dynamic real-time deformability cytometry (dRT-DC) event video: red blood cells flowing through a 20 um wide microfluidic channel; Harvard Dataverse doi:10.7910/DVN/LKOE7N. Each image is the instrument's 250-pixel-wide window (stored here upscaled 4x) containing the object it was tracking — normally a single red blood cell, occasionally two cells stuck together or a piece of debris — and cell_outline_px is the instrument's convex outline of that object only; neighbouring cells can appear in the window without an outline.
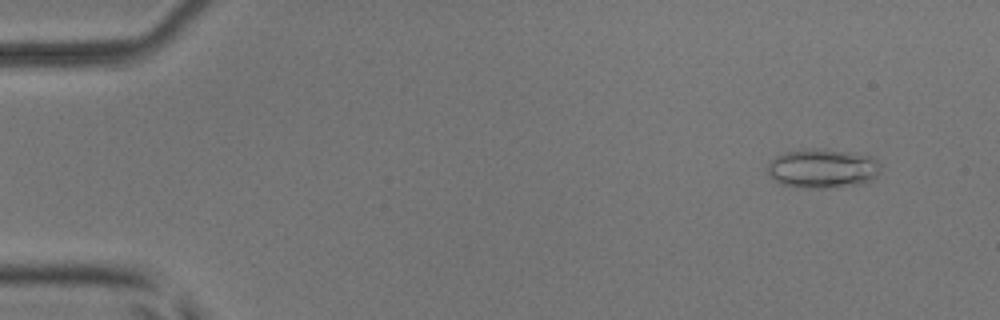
{"species": "common noctule bat (a hibernating species)", "species_latin": "Nyctalus noctula", "temperature_condition": "room temperature", "stored_images_in_passage": 53, "camera_frame_rate_fps": 3000, "um_per_image_px": 0.085, "animal": {"sex": "male", "body_mass_g": 17.9, "forearm_length_mm": 54.2}, "frame": {"image": 1, "passage_image": 5, "time_ms": 1.333, "image_size_px": [1000, 320], "cell_outline_px": [[880, 172], [872, 180], [864, 184], [824, 188], [800, 188], [780, 184], [768, 172], [768, 164], [776, 156], [784, 152], [816, 148], [824, 148], [872, 156], [880, 164]], "centroid_in_image_um": [69.95, 14.32], "position_along_channel_um": 15.0, "area_um2": 26.01}}
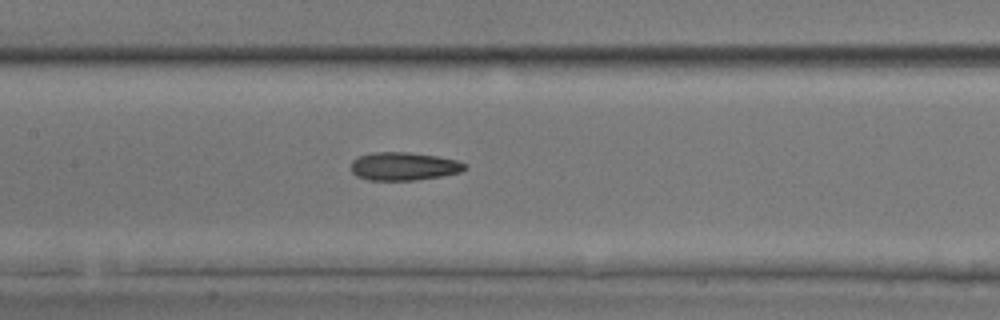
{"frame": {"image": 2, "passage_image": 26, "time_ms": 8.333, "image_size_px": [1000, 320], "cell_outline_px": [[468, 168], [460, 172], [440, 176], [416, 180], [368, 180], [356, 176], [352, 172], [352, 160], [356, 156], [372, 152], [408, 152], [436, 156], [456, 160], [468, 164]], "centroid_in_image_um": [34.31, 14.13], "position_along_channel_um": 173.1, "area_um2": 18.79}}
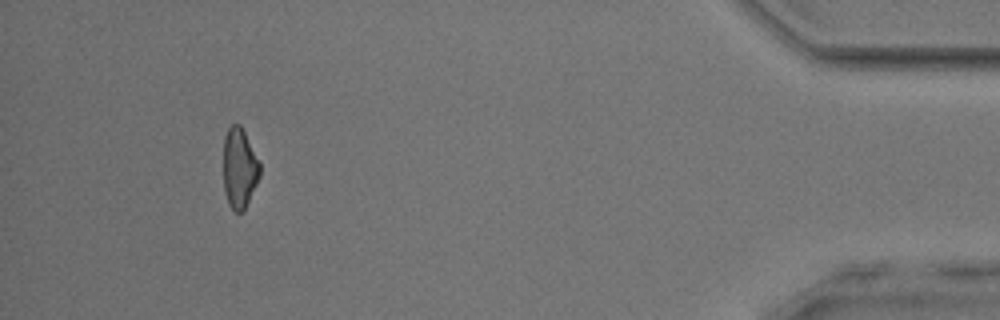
{"frame": {"image": 3, "passage_image": 49, "time_ms": 16.0, "image_size_px": [1000, 320], "cell_outline_px": [[260, 176], [244, 212], [236, 212], [228, 204], [224, 192], [224, 136], [228, 128], [232, 124], [240, 124], [260, 164]], "centroid_in_image_um": [20.34, 14.33], "position_along_channel_um": 414.9, "area_um2": 16.99}, "authors_computed_cell_mechanics": {"area_um2": 19.074, "velocity_mm_per_s": 3.9845, "shape_relaxation_time_tau1_ms": 10.3614, "shape_relaxation_time_tau2_ms": 2.9195, "deformation_change_tau1": 0.1824, "deformation_change_tau2": 0.1213}}